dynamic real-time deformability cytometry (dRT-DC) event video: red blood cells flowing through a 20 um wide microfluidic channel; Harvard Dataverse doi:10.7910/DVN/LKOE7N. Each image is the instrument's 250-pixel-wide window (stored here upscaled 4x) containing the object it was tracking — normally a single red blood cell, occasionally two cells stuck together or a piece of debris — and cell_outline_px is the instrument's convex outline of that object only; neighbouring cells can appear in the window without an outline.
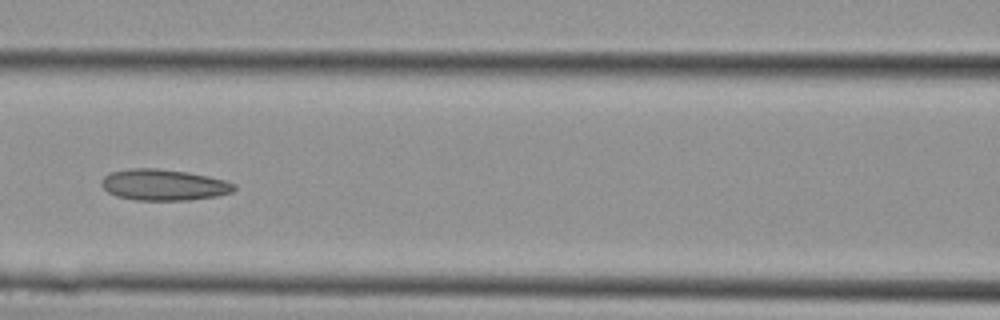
{"species": "Egyptian fruit bat (a non-hibernating species)", "species_latin": "Rousettus aegyptiacus", "temperature_condition": "cold", "stored_images_in_passage": 30, "camera_frame_rate_fps": 3000, "um_per_image_px": 0.085, "animal": {"sex": "female"}, "frame": {"image": 1, "passage_image": 13, "time_ms": 4.0, "image_size_px": [1000, 320], "cell_outline_px": [[236, 188], [232, 192], [216, 196], [188, 200], [136, 200], [116, 196], [108, 192], [100, 184], [100, 180], [104, 176], [112, 172], [132, 168], [156, 168], [188, 172], [208, 176], [224, 180], [236, 184]], "centroid_in_image_um": [13.91, 15.71], "position_along_channel_um": 152.7, "area_um2": 24.1}}